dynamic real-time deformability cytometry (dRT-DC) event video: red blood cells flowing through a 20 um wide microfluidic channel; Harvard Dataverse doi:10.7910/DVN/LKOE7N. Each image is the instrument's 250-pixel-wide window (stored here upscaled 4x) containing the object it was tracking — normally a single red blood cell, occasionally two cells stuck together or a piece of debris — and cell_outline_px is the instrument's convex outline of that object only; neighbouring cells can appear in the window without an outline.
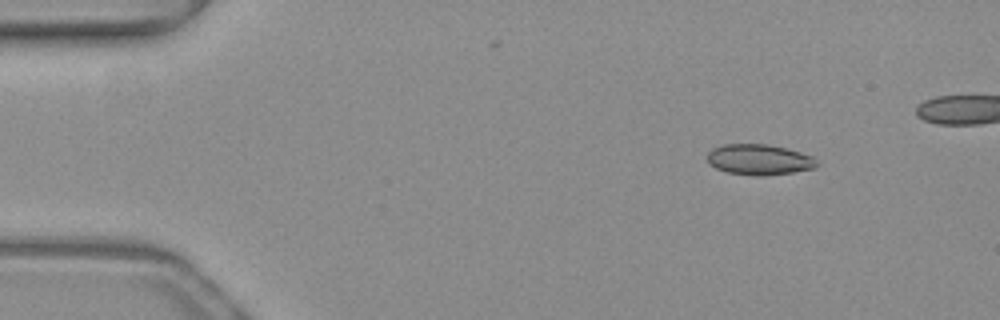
{"species": "common noctule bat (a hibernating species)", "species_latin": "Nyctalus noctula", "temperature_condition": "warm", "stored_images_in_passage": 41, "camera_frame_rate_fps": 3000, "um_per_image_px": 0.085, "animal": {"sex": "female", "body_mass_g": 19.3, "forearm_length_mm": 54.1}, "frame": {"image": 1, "passage_image": 1, "time_ms": 0.0, "image_size_px": [1000, 320], "cell_outline_px": [[820, 164], [816, 168], [792, 172], [764, 176], [756, 176], [728, 172], [716, 168], [708, 164], [708, 152], [712, 148], [720, 144], [768, 144], [800, 152], [812, 156]], "centroid_in_image_um": [64.52, 13.56], "position_along_channel_um": 20.5, "area_um2": 19.65}}
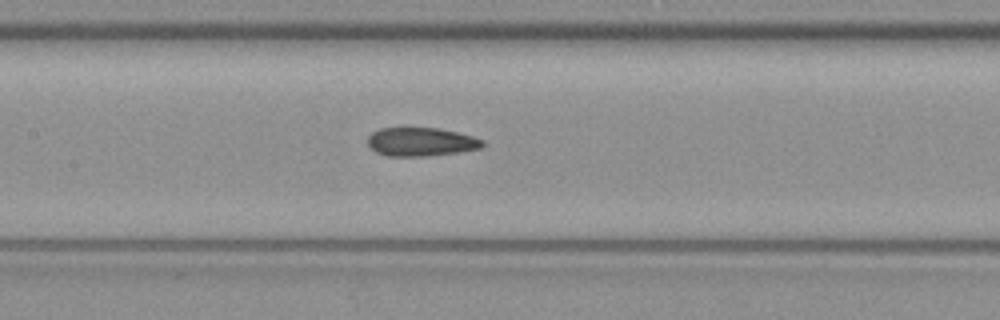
{"frame": {"image": 2, "passage_image": 19, "time_ms": 6.0, "image_size_px": [1000, 320], "cell_outline_px": [[484, 144], [480, 148], [456, 152], [428, 156], [388, 156], [376, 152], [368, 144], [368, 136], [372, 132], [380, 128], [436, 128], [456, 132], [472, 136], [484, 140]], "centroid_in_image_um": [35.76, 12.05], "position_along_channel_um": 171.6, "area_um2": 18.96}}
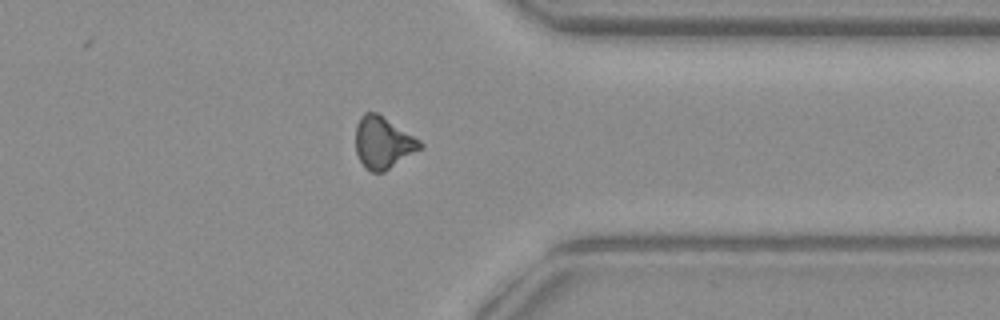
{"frame": {"image": 3, "passage_image": 35, "time_ms": 11.333, "image_size_px": [1000, 320], "cell_outline_px": [[424, 148], [384, 172], [368, 172], [364, 168], [356, 152], [356, 124], [360, 116], [364, 112], [376, 112], [420, 140], [424, 144]], "centroid_in_image_um": [32.56, 12.15], "position_along_channel_um": 378.8, "area_um2": 19.65}}